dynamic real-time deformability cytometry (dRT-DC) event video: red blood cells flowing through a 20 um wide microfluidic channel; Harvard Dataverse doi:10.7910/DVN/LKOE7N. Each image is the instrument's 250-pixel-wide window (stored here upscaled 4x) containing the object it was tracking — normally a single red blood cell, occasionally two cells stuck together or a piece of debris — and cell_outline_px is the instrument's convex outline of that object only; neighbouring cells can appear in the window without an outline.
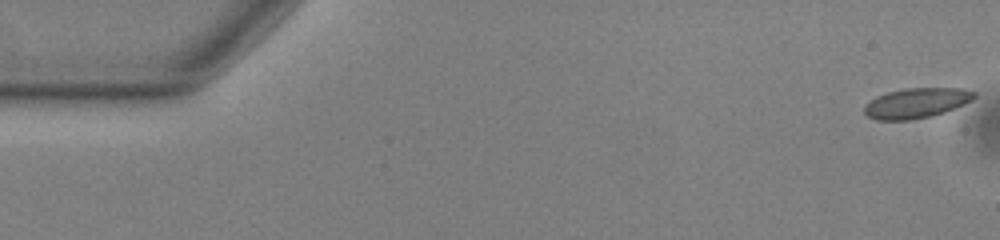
{"species": "common noctule bat (a hibernating species)", "species_latin": "Nyctalus noctula", "temperature_condition": "warm", "stored_images_in_passage": 55, "camera_frame_rate_fps": 3000, "um_per_image_px": 0.085, "animal": {"sex": "male", "body_mass_g": 13.0, "forearm_length_mm": 53.1}, "frame": {"image": 1, "passage_image": 1, "time_ms": 0.0, "image_size_px": [1000, 240], "cell_outline_px": [[976, 96], [972, 100], [964, 104], [944, 112], [932, 116], [908, 120], [876, 120], [868, 116], [864, 112], [864, 104], [876, 96], [888, 92], [904, 88], [964, 88], [976, 92]], "centroid_in_image_um": [77.89, 8.75], "position_along_channel_um": 7.1, "area_um2": 19.36}}
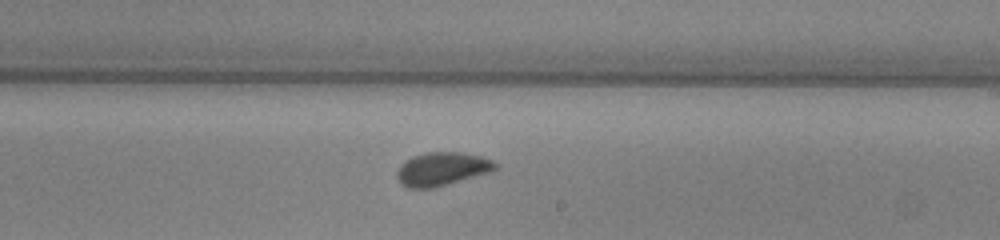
{"frame": {"image": 2, "passage_image": 32, "time_ms": 10.333, "image_size_px": [1000, 240], "cell_outline_px": [[496, 168], [488, 172], [448, 184], [432, 188], [412, 188], [404, 184], [396, 176], [396, 172], [400, 164], [404, 160], [412, 156], [424, 152], [460, 152], [480, 156], [492, 160], [496, 164]], "centroid_in_image_um": [37.52, 14.34], "position_along_channel_um": 251.5, "area_um2": 18.9}}
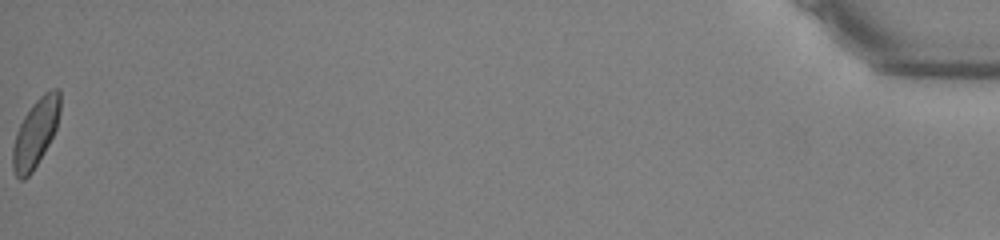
{"frame": {"image": 3, "passage_image": 55, "time_ms": 18.0, "image_size_px": [1000, 240], "cell_outline_px": [[60, 112], [56, 128], [44, 152], [32, 172], [24, 180], [20, 180], [16, 176], [12, 168], [12, 148], [16, 132], [24, 116], [32, 104], [44, 92], [52, 88], [60, 88]], "centroid_in_image_um": [3.01, 11.29], "position_along_channel_um": 432.2, "area_um2": 18.79}, "authors_computed_cell_mechanics": {"area_um2": 18.785, "velocity_mm_per_s": 3.7559, "shape_relaxation_time_tau1_ms": 2.6819, "shape_relaxation_time_tau2_ms": null, "deformation_change_tau1": 0.0823, "deformation_change_tau2": null}}